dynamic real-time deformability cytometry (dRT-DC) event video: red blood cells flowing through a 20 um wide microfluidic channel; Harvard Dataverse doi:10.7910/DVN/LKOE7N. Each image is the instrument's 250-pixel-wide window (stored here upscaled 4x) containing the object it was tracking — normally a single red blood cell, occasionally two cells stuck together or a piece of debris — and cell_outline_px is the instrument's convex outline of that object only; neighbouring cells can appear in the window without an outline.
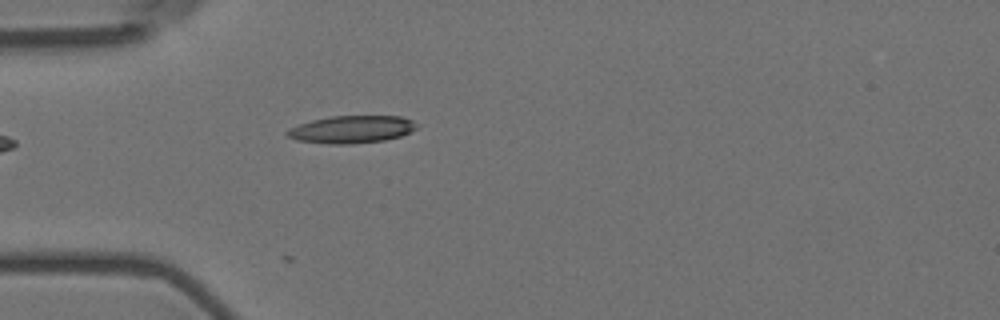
{"species": "Egyptian fruit bat (a non-hibernating species)", "species_latin": "Rousettus aegyptiacus", "temperature_condition": "room temperature", "stored_images_in_passage": 2, "camera_frame_rate_fps": 3000, "um_per_image_px": 0.085, "animal": {"sex": "female"}, "frame": {"image": 1, "passage_image": 2, "time_ms": 0.333, "image_size_px": [1000, 320], "cell_outline_px": [[420, 124], [416, 128], [400, 136], [384, 140], [352, 144], [328, 144], [296, 140], [288, 136], [284, 132], [288, 128], [312, 120], [332, 116], [400, 116], [412, 120]], "centroid_in_image_um": [29.87, 11.0], "position_along_channel_um": 55.1, "area_um2": 20.75}}